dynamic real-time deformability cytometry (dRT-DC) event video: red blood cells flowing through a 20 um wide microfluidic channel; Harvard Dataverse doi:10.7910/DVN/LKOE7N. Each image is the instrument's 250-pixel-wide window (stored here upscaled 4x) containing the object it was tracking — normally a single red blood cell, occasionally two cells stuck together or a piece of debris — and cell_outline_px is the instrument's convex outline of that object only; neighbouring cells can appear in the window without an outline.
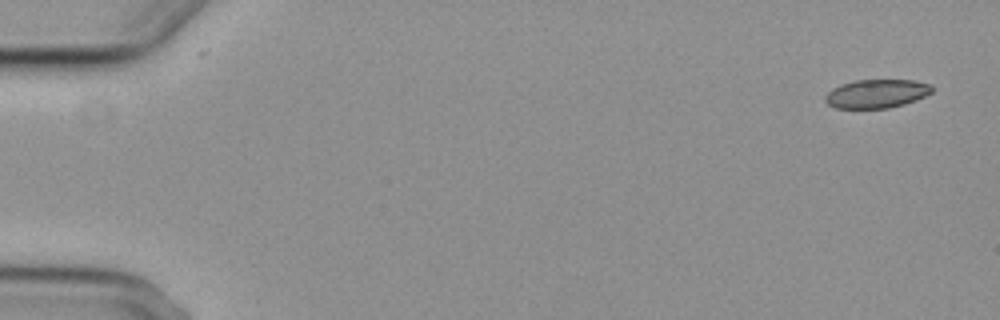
{"species": "common noctule bat (a hibernating species)", "species_latin": "Nyctalus noctula", "temperature_condition": "cold", "stored_images_in_passage": 2, "camera_frame_rate_fps": 3000, "um_per_image_px": 0.085, "animal": {"sex": "female", "body_mass_g": 29.2, "forearm_length_mm": 56.3}, "frame": {"image": 1, "passage_image": 1, "time_ms": 0.0, "image_size_px": [1000, 320], "cell_outline_px": [[932, 92], [916, 100], [904, 104], [888, 108], [836, 108], [828, 104], [824, 100], [824, 96], [832, 88], [840, 84], [856, 80], [912, 80], [932, 84]], "centroid_in_image_um": [74.49, 7.96], "position_along_channel_um": 10.5, "area_um2": 17.86}}